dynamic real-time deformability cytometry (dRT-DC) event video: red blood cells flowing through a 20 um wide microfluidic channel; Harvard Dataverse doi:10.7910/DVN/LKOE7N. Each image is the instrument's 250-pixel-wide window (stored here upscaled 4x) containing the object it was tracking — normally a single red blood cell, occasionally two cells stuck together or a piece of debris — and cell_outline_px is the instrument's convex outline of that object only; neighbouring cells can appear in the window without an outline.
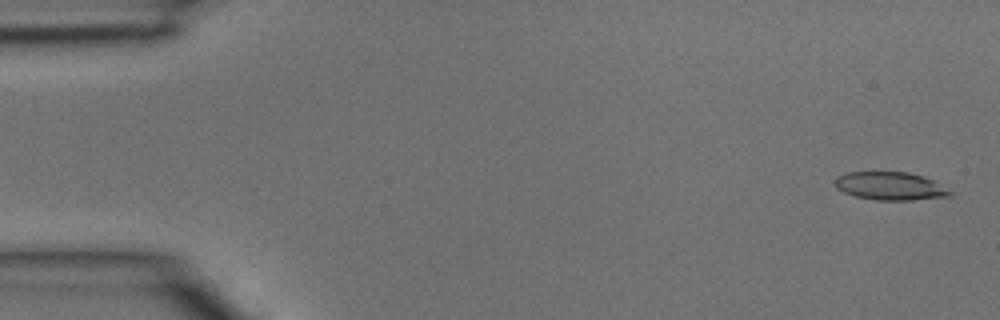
{"species": "common noctule bat (a hibernating species)", "species_latin": "Nyctalus noctula", "temperature_condition": "room temperature", "stored_images_in_passage": 39, "camera_frame_rate_fps": 3000, "um_per_image_px": 0.085, "animal": {"sex": "male", "body_mass_g": 15.6}, "frame": {"image": 1, "passage_image": 1, "time_ms": 0.0, "image_size_px": [1000, 320], "cell_outline_px": [[952, 196], [912, 200], [876, 200], [856, 196], [844, 192], [836, 188], [836, 176], [848, 172], [908, 172], [924, 176], [932, 180], [952, 192]], "centroid_in_image_um": [75.67, 15.81], "position_along_channel_um": 9.3, "area_um2": 18.73}}
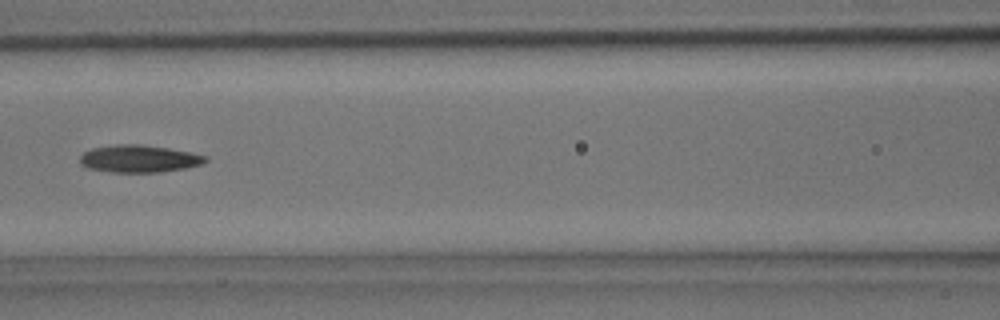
{"frame": {"image": 2, "passage_image": 17, "time_ms": 5.333, "image_size_px": [1000, 320], "cell_outline_px": [[208, 160], [200, 164], [184, 168], [160, 172], [112, 172], [88, 168], [80, 164], [80, 156], [84, 152], [92, 148], [116, 144], [140, 144], [168, 148], [208, 156]], "centroid_in_image_um": [11.79, 13.49], "position_along_channel_um": 154.8, "area_um2": 19.88}}
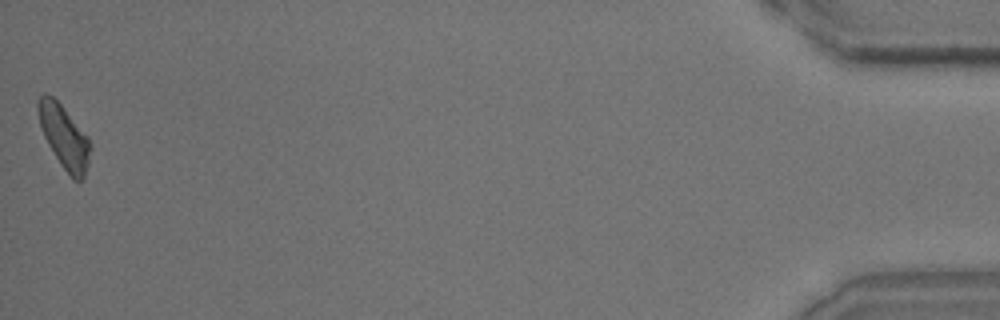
{"frame": {"image": 3, "passage_image": 39, "time_ms": 12.667, "image_size_px": [1000, 320], "cell_outline_px": [[92, 148], [84, 180], [72, 180], [60, 164], [48, 144], [44, 136], [40, 124], [36, 108], [36, 104], [40, 96], [44, 92], [52, 96], [60, 104], [88, 136], [92, 144]], "centroid_in_image_um": [5.47, 11.65], "position_along_channel_um": 429.7, "area_um2": 19.36}}